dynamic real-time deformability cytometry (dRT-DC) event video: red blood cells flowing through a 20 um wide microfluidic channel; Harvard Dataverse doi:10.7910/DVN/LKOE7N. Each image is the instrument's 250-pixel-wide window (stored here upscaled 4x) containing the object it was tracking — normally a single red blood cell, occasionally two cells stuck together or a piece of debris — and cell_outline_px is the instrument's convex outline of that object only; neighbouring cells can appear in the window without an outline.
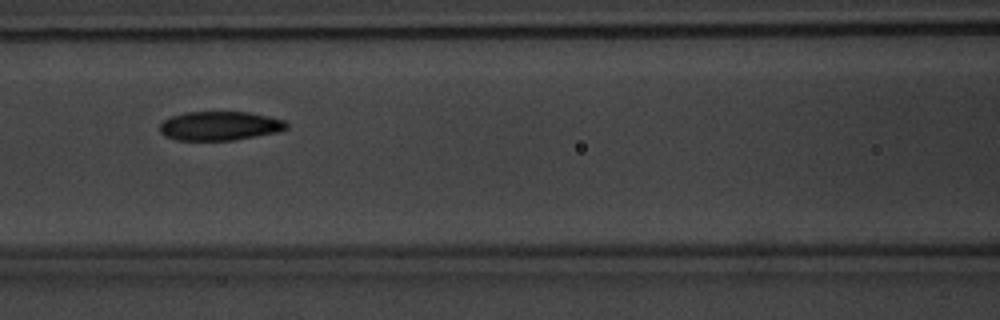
{"species": "common noctule bat (a hibernating species)", "species_latin": "Nyctalus noctula", "temperature_condition": "warm", "stored_images_in_passage": 7, "camera_frame_rate_fps": 3000, "um_per_image_px": 0.085, "animal": {"sex": "male", "body_mass_g": 20.1, "forearm_length_mm": 53.5}, "frame": {"image": 1, "passage_image": 6, "time_ms": 6.667, "image_size_px": [1000, 320], "cell_outline_px": [[288, 128], [276, 132], [232, 140], [176, 140], [164, 136], [160, 132], [160, 124], [164, 120], [172, 116], [184, 112], [248, 112], [268, 116], [284, 120], [288, 124]], "centroid_in_image_um": [18.65, 10.69], "position_along_channel_um": 147.9, "area_um2": 21.33}}